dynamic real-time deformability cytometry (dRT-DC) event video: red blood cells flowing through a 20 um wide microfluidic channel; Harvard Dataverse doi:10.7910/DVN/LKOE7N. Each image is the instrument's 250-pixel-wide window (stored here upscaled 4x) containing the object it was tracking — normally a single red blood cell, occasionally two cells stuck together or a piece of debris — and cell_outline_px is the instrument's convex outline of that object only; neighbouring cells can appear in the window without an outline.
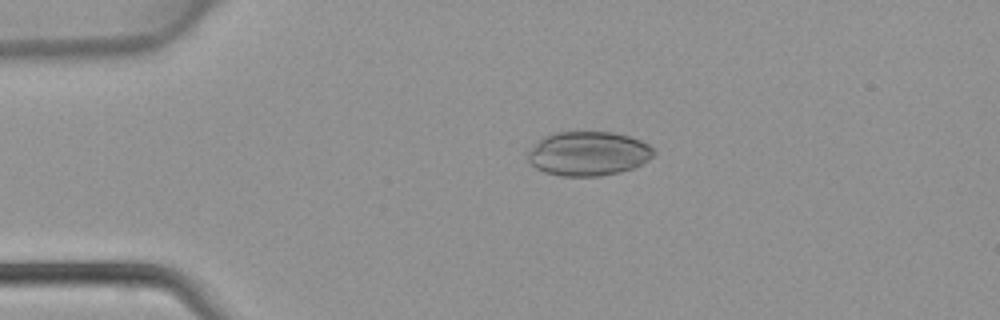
{"species": "common noctule bat (a hibernating species)", "species_latin": "Nyctalus noctula", "temperature_condition": "warm", "stored_images_in_passage": 4, "camera_frame_rate_fps": 3000, "um_per_image_px": 0.085, "animal": {"sex": "female", "body_mass_g": 22.7, "forearm_length_mm": 54.2}, "frame": {"image": 1, "passage_image": 3, "time_ms": 0.667, "image_size_px": [1000, 320], "cell_outline_px": [[656, 152], [648, 160], [632, 168], [620, 172], [600, 176], [560, 176], [544, 172], [536, 168], [528, 160], [528, 152], [544, 136], [556, 132], [612, 132], [628, 136], [640, 140], [648, 144]], "centroid_in_image_um": [50.01, 13.06], "position_along_channel_um": 35.0, "area_um2": 32.25}}